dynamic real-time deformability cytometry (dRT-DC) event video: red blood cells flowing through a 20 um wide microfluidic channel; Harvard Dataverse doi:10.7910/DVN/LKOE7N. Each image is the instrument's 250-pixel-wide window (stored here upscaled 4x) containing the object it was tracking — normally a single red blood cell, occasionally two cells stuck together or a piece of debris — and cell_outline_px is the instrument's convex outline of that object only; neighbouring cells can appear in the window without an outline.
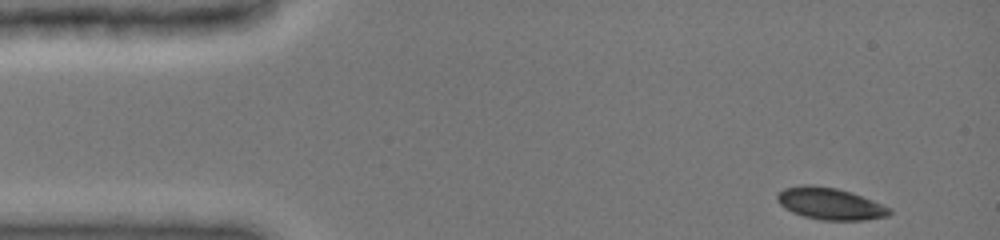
{"species": "common noctule bat (a hibernating species)", "species_latin": "Nyctalus noctula", "temperature_condition": "cold", "stored_images_in_passage": 18, "camera_frame_rate_fps": 3000, "um_per_image_px": 0.085, "animal": {"sex": "female", "body_mass_g": 19.0, "forearm_length_mm": 51.5}, "frame": {"image": 1, "passage_image": 1, "time_ms": 0.0, "image_size_px": [1000, 240], "cell_outline_px": [[892, 212], [888, 216], [864, 220], [820, 220], [804, 216], [792, 212], [784, 208], [776, 200], [776, 196], [784, 188], [804, 184], [808, 184], [836, 188], [852, 192], [892, 208]], "centroid_in_image_um": [70.56, 17.31], "position_along_channel_um": 14.4, "area_um2": 20.92}}
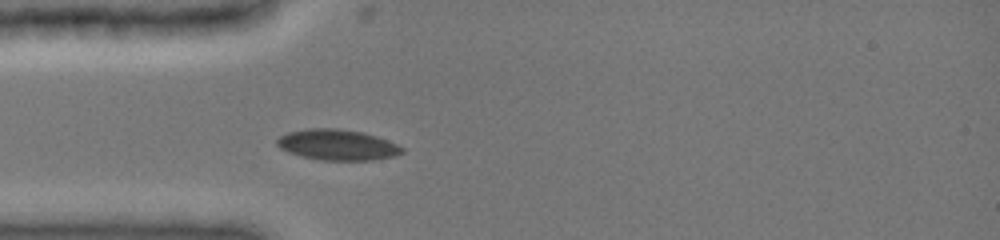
{"frame": {"image": 2, "passage_image": 13, "time_ms": 3.333, "image_size_px": [1000, 240], "cell_outline_px": [[404, 152], [392, 156], [372, 160], [320, 160], [300, 156], [288, 152], [280, 148], [276, 144], [276, 140], [280, 136], [288, 132], [308, 128], [336, 128], [364, 132], [376, 136], [396, 144], [404, 148]], "centroid_in_image_um": [28.64, 12.3], "position_along_channel_um": 56.4, "area_um2": 22.37}}
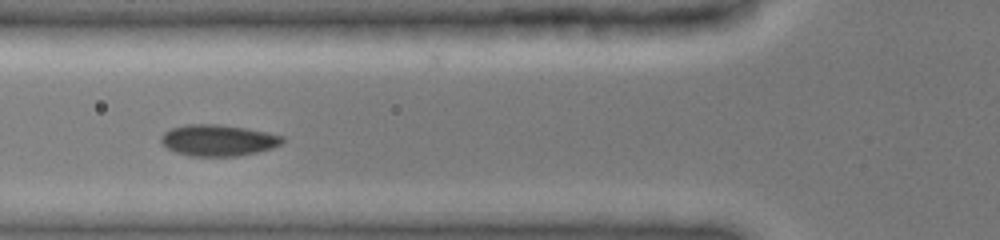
{"frame": {"image": 3, "passage_image": 17, "time_ms": 4.667, "image_size_px": [1000, 240], "cell_outline_px": [[284, 140], [280, 144], [272, 148], [256, 152], [236, 156], [188, 156], [176, 152], [168, 148], [160, 140], [160, 136], [164, 132], [172, 128], [184, 124], [220, 124], [248, 128], [284, 136]], "centroid_in_image_um": [18.53, 11.91], "position_along_channel_um": 107.3, "area_um2": 22.2}}